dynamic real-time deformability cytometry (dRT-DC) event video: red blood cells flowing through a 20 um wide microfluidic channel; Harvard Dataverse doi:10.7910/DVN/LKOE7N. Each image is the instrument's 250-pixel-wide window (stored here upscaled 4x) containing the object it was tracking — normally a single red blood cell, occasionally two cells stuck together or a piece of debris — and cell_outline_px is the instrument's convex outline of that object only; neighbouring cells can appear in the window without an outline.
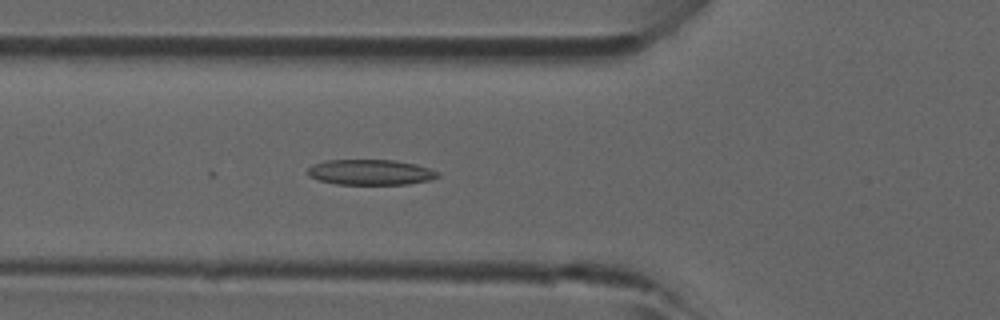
{"species": "common noctule bat (a hibernating species)", "species_latin": "Nyctalus noctula", "temperature_condition": "room temperature", "stored_images_in_passage": 26, "camera_frame_rate_fps": 3000, "um_per_image_px": 0.085, "animal": {"sex": "male", "forearm_length_mm": 52.5}, "frame": {"image": 1, "passage_image": 17, "time_ms": 5.333, "image_size_px": [1000, 320], "cell_outline_px": [[440, 176], [428, 180], [408, 184], [336, 184], [320, 180], [308, 176], [308, 168], [312, 164], [324, 160], [392, 160], [416, 164], [440, 172]], "centroid_in_image_um": [31.48, 14.63], "position_along_channel_um": 94.3, "area_um2": 19.25}}
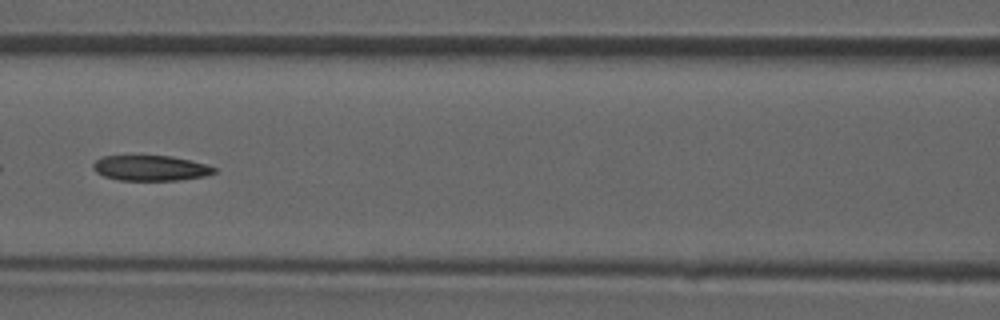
{"frame": {"image": 2, "passage_image": 21, "time_ms": 6.667, "image_size_px": [1000, 320], "cell_outline_px": [[216, 172], [204, 176], [180, 180], [120, 180], [104, 176], [96, 172], [92, 168], [92, 164], [96, 160], [104, 156], [172, 156], [192, 160], [208, 164], [216, 168]], "centroid_in_image_um": [12.82, 14.28], "position_along_channel_um": 153.8, "area_um2": 17.92}}